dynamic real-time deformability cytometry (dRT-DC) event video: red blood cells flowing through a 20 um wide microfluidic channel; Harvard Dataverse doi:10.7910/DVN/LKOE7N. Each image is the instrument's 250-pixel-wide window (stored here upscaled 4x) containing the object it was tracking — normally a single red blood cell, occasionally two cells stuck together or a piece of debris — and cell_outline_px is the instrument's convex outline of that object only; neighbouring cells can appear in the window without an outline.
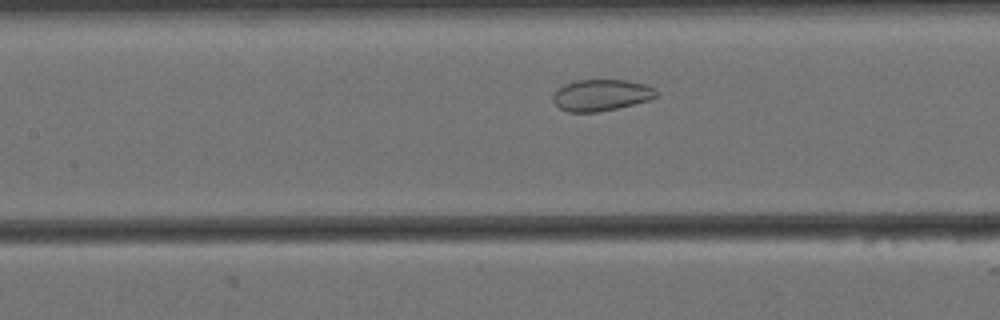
{"species": "Egyptian fruit bat (a non-hibernating species)", "species_latin": "Rousettus aegyptiacus", "temperature_condition": "cold", "stored_images_in_passage": 47, "camera_frame_rate_fps": 3000, "um_per_image_px": 0.085, "animal": {"sex": "female"}, "frame": {"image": 1, "passage_image": 14, "time_ms": 4.333, "image_size_px": [1000, 320], "cell_outline_px": [[660, 96], [648, 100], [616, 108], [596, 112], [568, 112], [560, 108], [552, 100], [552, 96], [564, 84], [576, 80], [624, 80], [648, 84], [656, 88], [660, 92]], "centroid_in_image_um": [51.16, 8.07], "position_along_channel_um": 156.2, "area_um2": 19.02}}
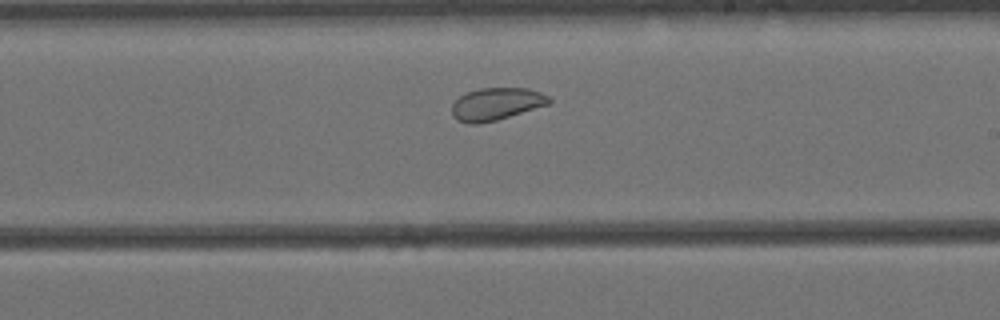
{"frame": {"image": 2, "passage_image": 22, "time_ms": 7.0, "image_size_px": [1000, 320], "cell_outline_px": [[552, 100], [548, 104], [496, 120], [476, 124], [468, 124], [452, 116], [452, 104], [460, 96], [468, 92], [480, 88], [528, 88], [540, 92], [548, 96]], "centroid_in_image_um": [42.17, 8.83], "position_along_channel_um": 246.8, "area_um2": 18.09}}
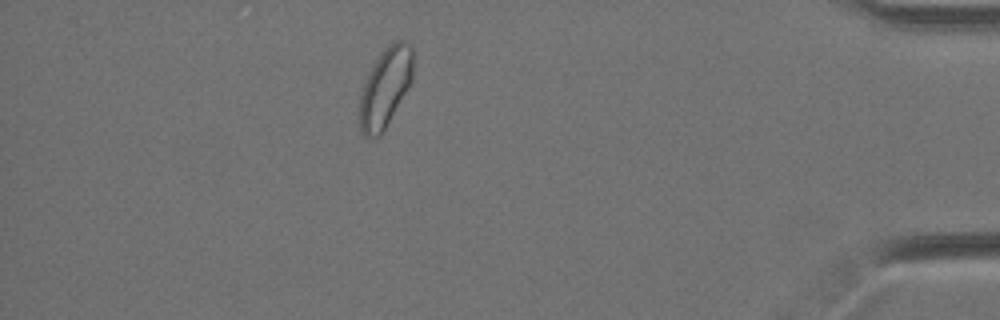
{"frame": {"image": 3, "passage_image": 40, "time_ms": 13.0, "image_size_px": [1000, 320], "cell_outline_px": [[412, 80], [408, 88], [384, 132], [380, 136], [364, 136], [360, 132], [356, 120], [360, 96], [364, 84], [380, 52], [388, 44], [396, 40], [408, 40], [412, 44]], "centroid_in_image_um": [32.73, 7.48], "position_along_channel_um": 402.5, "area_um2": 25.14}, "authors_computed_cell_mechanics": {"area_um2": 22.3108, "velocity_mm_per_s": 3.407, "shape_relaxation_time_tau1_ms": null, "shape_relaxation_time_tau2_ms": 1.4086, "deformation_change_tau1": null, "deformation_change_tau2": 0.0604}}